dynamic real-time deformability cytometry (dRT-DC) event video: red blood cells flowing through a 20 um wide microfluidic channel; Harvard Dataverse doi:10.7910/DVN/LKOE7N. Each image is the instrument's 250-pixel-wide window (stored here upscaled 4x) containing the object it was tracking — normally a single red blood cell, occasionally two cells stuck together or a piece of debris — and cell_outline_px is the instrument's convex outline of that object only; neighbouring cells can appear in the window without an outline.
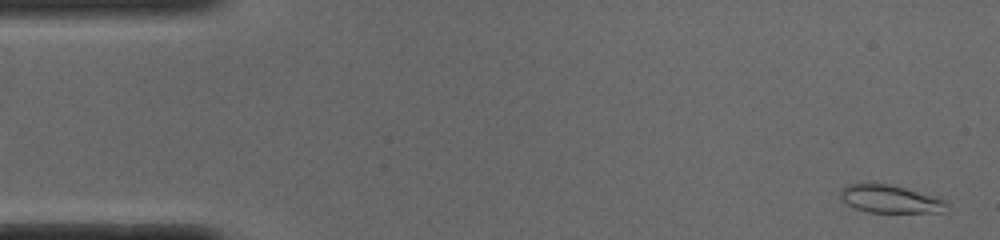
{"species": "common noctule bat (a hibernating species)", "species_latin": "Nyctalus noctula", "temperature_condition": "cold", "stored_images_in_passage": 51, "camera_frame_rate_fps": 3000, "um_per_image_px": 0.085, "animal": {"sex": "male", "body_mass_g": 19.0, "forearm_length_mm": 50.8}, "frame": {"image": 1, "passage_image": 2, "time_ms": 0.333, "image_size_px": [1000, 240], "cell_outline_px": [[948, 204], [944, 212], [868, 212], [856, 208], [848, 204], [840, 196], [840, 192], [848, 184], [860, 180], [876, 180], [936, 196], [944, 200]], "centroid_in_image_um": [75.62, 16.85], "position_along_channel_um": 9.4, "area_um2": 17.86}}
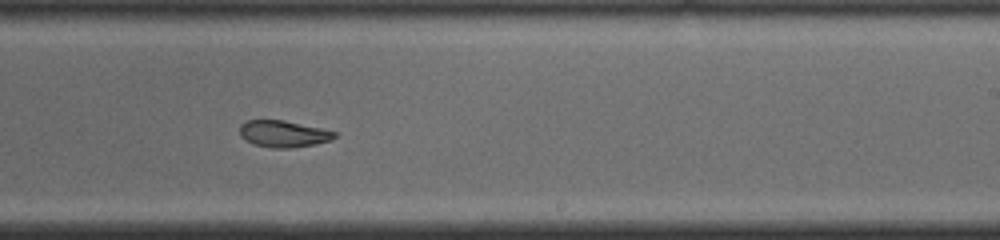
{"frame": {"image": 2, "passage_image": 31, "time_ms": 10.0, "image_size_px": [1000, 240], "cell_outline_px": [[336, 136], [332, 140], [316, 144], [292, 148], [272, 148], [252, 144], [244, 140], [240, 136], [240, 124], [248, 120], [284, 120], [320, 128], [336, 132]], "centroid_in_image_um": [24.07, 11.38], "position_along_channel_um": 264.9, "area_um2": 14.85}}
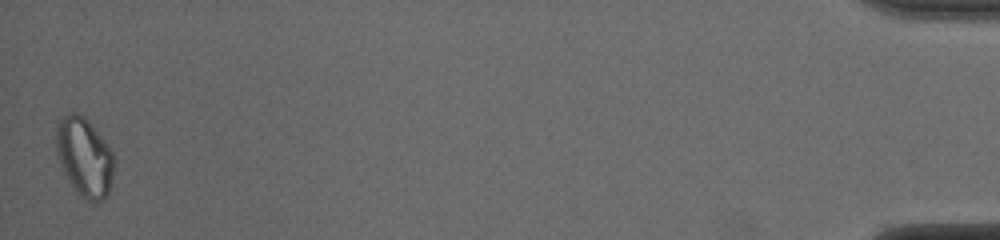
{"frame": {"image": 3, "passage_image": 51, "time_ms": 16.667, "image_size_px": [1000, 240], "cell_outline_px": [[116, 160], [108, 192], [104, 200], [96, 204], [80, 196], [64, 172], [60, 164], [56, 148], [56, 128], [60, 120], [64, 116], [72, 112], [80, 112], [84, 116], [100, 136], [112, 152]], "centroid_in_image_um": [7.19, 13.36], "position_along_channel_um": 428.0, "area_um2": 26.36}, "authors_computed_cell_mechanics": {"area_um2": 16.8776, "velocity_mm_per_s": 3.8792, "shape_relaxation_time_tau1_ms": null, "shape_relaxation_time_tau2_ms": 5.2005, "deformation_change_tau1": null, "deformation_change_tau2": 0.1009}}